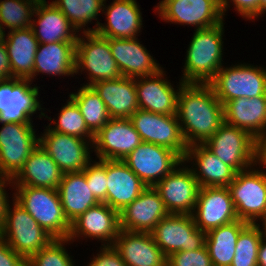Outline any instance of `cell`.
I'll return each mask as SVG.
<instances>
[{"label": "cell", "mask_w": 266, "mask_h": 266, "mask_svg": "<svg viewBox=\"0 0 266 266\" xmlns=\"http://www.w3.org/2000/svg\"><path fill=\"white\" fill-rule=\"evenodd\" d=\"M7 33L4 42L13 78L30 79L33 82L35 54L39 41L34 36L31 27Z\"/></svg>", "instance_id": "32"}, {"label": "cell", "mask_w": 266, "mask_h": 266, "mask_svg": "<svg viewBox=\"0 0 266 266\" xmlns=\"http://www.w3.org/2000/svg\"><path fill=\"white\" fill-rule=\"evenodd\" d=\"M12 202H10L11 205H7L0 236L27 261L55 238L43 229L13 198Z\"/></svg>", "instance_id": "4"}, {"label": "cell", "mask_w": 266, "mask_h": 266, "mask_svg": "<svg viewBox=\"0 0 266 266\" xmlns=\"http://www.w3.org/2000/svg\"><path fill=\"white\" fill-rule=\"evenodd\" d=\"M232 4L234 5L235 11L246 20L254 21L255 18L259 17V0H220V8L225 17V13Z\"/></svg>", "instance_id": "43"}, {"label": "cell", "mask_w": 266, "mask_h": 266, "mask_svg": "<svg viewBox=\"0 0 266 266\" xmlns=\"http://www.w3.org/2000/svg\"><path fill=\"white\" fill-rule=\"evenodd\" d=\"M165 72L163 68L155 75L135 78L139 109L163 115H176L178 95L184 82L179 80L178 89H175Z\"/></svg>", "instance_id": "20"}, {"label": "cell", "mask_w": 266, "mask_h": 266, "mask_svg": "<svg viewBox=\"0 0 266 266\" xmlns=\"http://www.w3.org/2000/svg\"><path fill=\"white\" fill-rule=\"evenodd\" d=\"M183 161L191 164L187 166L192 170L200 188L228 187L237 173L231 166L224 164L204 144L188 146Z\"/></svg>", "instance_id": "24"}, {"label": "cell", "mask_w": 266, "mask_h": 266, "mask_svg": "<svg viewBox=\"0 0 266 266\" xmlns=\"http://www.w3.org/2000/svg\"><path fill=\"white\" fill-rule=\"evenodd\" d=\"M57 191L65 216L70 223L100 203L91 193L83 171L63 174Z\"/></svg>", "instance_id": "33"}, {"label": "cell", "mask_w": 266, "mask_h": 266, "mask_svg": "<svg viewBox=\"0 0 266 266\" xmlns=\"http://www.w3.org/2000/svg\"><path fill=\"white\" fill-rule=\"evenodd\" d=\"M103 4L106 23H99L96 33L106 38H136L143 26L140 6L136 0H113ZM106 10V11H105Z\"/></svg>", "instance_id": "25"}, {"label": "cell", "mask_w": 266, "mask_h": 266, "mask_svg": "<svg viewBox=\"0 0 266 266\" xmlns=\"http://www.w3.org/2000/svg\"><path fill=\"white\" fill-rule=\"evenodd\" d=\"M62 171L51 156L38 145L19 173L11 180L14 186H30L56 189L62 179Z\"/></svg>", "instance_id": "30"}, {"label": "cell", "mask_w": 266, "mask_h": 266, "mask_svg": "<svg viewBox=\"0 0 266 266\" xmlns=\"http://www.w3.org/2000/svg\"><path fill=\"white\" fill-rule=\"evenodd\" d=\"M9 184V186H8ZM13 187L12 181L8 178L1 177L0 176V229L2 228V225L5 220V215H6V208L7 205L9 204V193L6 191V187Z\"/></svg>", "instance_id": "46"}, {"label": "cell", "mask_w": 266, "mask_h": 266, "mask_svg": "<svg viewBox=\"0 0 266 266\" xmlns=\"http://www.w3.org/2000/svg\"><path fill=\"white\" fill-rule=\"evenodd\" d=\"M192 216L205 233L239 220L228 187L200 188Z\"/></svg>", "instance_id": "18"}, {"label": "cell", "mask_w": 266, "mask_h": 266, "mask_svg": "<svg viewBox=\"0 0 266 266\" xmlns=\"http://www.w3.org/2000/svg\"><path fill=\"white\" fill-rule=\"evenodd\" d=\"M266 0H259V17H263L262 14H266Z\"/></svg>", "instance_id": "50"}, {"label": "cell", "mask_w": 266, "mask_h": 266, "mask_svg": "<svg viewBox=\"0 0 266 266\" xmlns=\"http://www.w3.org/2000/svg\"><path fill=\"white\" fill-rule=\"evenodd\" d=\"M107 197L106 203L121 212L146 188L145 183L123 160H106Z\"/></svg>", "instance_id": "26"}, {"label": "cell", "mask_w": 266, "mask_h": 266, "mask_svg": "<svg viewBox=\"0 0 266 266\" xmlns=\"http://www.w3.org/2000/svg\"><path fill=\"white\" fill-rule=\"evenodd\" d=\"M39 0H0V24L9 31L31 27ZM5 27V28H4Z\"/></svg>", "instance_id": "38"}, {"label": "cell", "mask_w": 266, "mask_h": 266, "mask_svg": "<svg viewBox=\"0 0 266 266\" xmlns=\"http://www.w3.org/2000/svg\"><path fill=\"white\" fill-rule=\"evenodd\" d=\"M141 143L129 118H111L94 135L92 145L98 159L124 160Z\"/></svg>", "instance_id": "17"}, {"label": "cell", "mask_w": 266, "mask_h": 266, "mask_svg": "<svg viewBox=\"0 0 266 266\" xmlns=\"http://www.w3.org/2000/svg\"><path fill=\"white\" fill-rule=\"evenodd\" d=\"M105 0H53V3L79 32H95L99 26L98 17L103 11ZM96 20L93 28L87 25ZM92 21V22H91ZM87 24V25H86ZM87 26V28H86ZM86 28V29H85Z\"/></svg>", "instance_id": "36"}, {"label": "cell", "mask_w": 266, "mask_h": 266, "mask_svg": "<svg viewBox=\"0 0 266 266\" xmlns=\"http://www.w3.org/2000/svg\"><path fill=\"white\" fill-rule=\"evenodd\" d=\"M12 70L10 67L9 56L5 42L0 43V81L12 79Z\"/></svg>", "instance_id": "47"}, {"label": "cell", "mask_w": 266, "mask_h": 266, "mask_svg": "<svg viewBox=\"0 0 266 266\" xmlns=\"http://www.w3.org/2000/svg\"><path fill=\"white\" fill-rule=\"evenodd\" d=\"M258 166L237 172L228 186L238 219L249 224L266 218V171Z\"/></svg>", "instance_id": "6"}, {"label": "cell", "mask_w": 266, "mask_h": 266, "mask_svg": "<svg viewBox=\"0 0 266 266\" xmlns=\"http://www.w3.org/2000/svg\"><path fill=\"white\" fill-rule=\"evenodd\" d=\"M258 266H266V238L263 237L258 249Z\"/></svg>", "instance_id": "49"}, {"label": "cell", "mask_w": 266, "mask_h": 266, "mask_svg": "<svg viewBox=\"0 0 266 266\" xmlns=\"http://www.w3.org/2000/svg\"><path fill=\"white\" fill-rule=\"evenodd\" d=\"M111 54L122 76H152L163 69L145 46L136 38H108Z\"/></svg>", "instance_id": "22"}, {"label": "cell", "mask_w": 266, "mask_h": 266, "mask_svg": "<svg viewBox=\"0 0 266 266\" xmlns=\"http://www.w3.org/2000/svg\"><path fill=\"white\" fill-rule=\"evenodd\" d=\"M223 107L225 123L245 130L256 140L266 131V94L236 98Z\"/></svg>", "instance_id": "29"}, {"label": "cell", "mask_w": 266, "mask_h": 266, "mask_svg": "<svg viewBox=\"0 0 266 266\" xmlns=\"http://www.w3.org/2000/svg\"><path fill=\"white\" fill-rule=\"evenodd\" d=\"M208 84L223 105L240 97L263 96L266 94V67L245 62L223 66Z\"/></svg>", "instance_id": "7"}, {"label": "cell", "mask_w": 266, "mask_h": 266, "mask_svg": "<svg viewBox=\"0 0 266 266\" xmlns=\"http://www.w3.org/2000/svg\"><path fill=\"white\" fill-rule=\"evenodd\" d=\"M39 145L51 156L63 174L81 172L92 161L93 145L90 141L51 131L45 126Z\"/></svg>", "instance_id": "15"}, {"label": "cell", "mask_w": 266, "mask_h": 266, "mask_svg": "<svg viewBox=\"0 0 266 266\" xmlns=\"http://www.w3.org/2000/svg\"><path fill=\"white\" fill-rule=\"evenodd\" d=\"M120 231L119 212L106 203L89 208L71 223L68 240L72 243L87 237L100 241L101 246H112Z\"/></svg>", "instance_id": "19"}, {"label": "cell", "mask_w": 266, "mask_h": 266, "mask_svg": "<svg viewBox=\"0 0 266 266\" xmlns=\"http://www.w3.org/2000/svg\"><path fill=\"white\" fill-rule=\"evenodd\" d=\"M166 257L177 251L196 250L205 245L206 233L197 228L189 214H168L151 232Z\"/></svg>", "instance_id": "11"}, {"label": "cell", "mask_w": 266, "mask_h": 266, "mask_svg": "<svg viewBox=\"0 0 266 266\" xmlns=\"http://www.w3.org/2000/svg\"><path fill=\"white\" fill-rule=\"evenodd\" d=\"M204 145L236 172L257 163V140L245 130L225 122Z\"/></svg>", "instance_id": "8"}, {"label": "cell", "mask_w": 266, "mask_h": 266, "mask_svg": "<svg viewBox=\"0 0 266 266\" xmlns=\"http://www.w3.org/2000/svg\"><path fill=\"white\" fill-rule=\"evenodd\" d=\"M82 36L79 34L76 42L75 74L81 75L82 71L87 73L85 75L89 80L83 86L122 77L111 54L108 38L96 32H84Z\"/></svg>", "instance_id": "5"}, {"label": "cell", "mask_w": 266, "mask_h": 266, "mask_svg": "<svg viewBox=\"0 0 266 266\" xmlns=\"http://www.w3.org/2000/svg\"><path fill=\"white\" fill-rule=\"evenodd\" d=\"M168 214L159 192L154 187H147L119 212L120 230L151 233Z\"/></svg>", "instance_id": "21"}, {"label": "cell", "mask_w": 266, "mask_h": 266, "mask_svg": "<svg viewBox=\"0 0 266 266\" xmlns=\"http://www.w3.org/2000/svg\"><path fill=\"white\" fill-rule=\"evenodd\" d=\"M154 188L159 192L169 214L192 215L200 186L192 170L184 161Z\"/></svg>", "instance_id": "16"}, {"label": "cell", "mask_w": 266, "mask_h": 266, "mask_svg": "<svg viewBox=\"0 0 266 266\" xmlns=\"http://www.w3.org/2000/svg\"><path fill=\"white\" fill-rule=\"evenodd\" d=\"M75 58L76 42L39 44L35 54L33 80L41 73L53 77L75 76Z\"/></svg>", "instance_id": "31"}, {"label": "cell", "mask_w": 266, "mask_h": 266, "mask_svg": "<svg viewBox=\"0 0 266 266\" xmlns=\"http://www.w3.org/2000/svg\"><path fill=\"white\" fill-rule=\"evenodd\" d=\"M248 224L236 220L206 233L205 245L213 266H231L239 234Z\"/></svg>", "instance_id": "34"}, {"label": "cell", "mask_w": 266, "mask_h": 266, "mask_svg": "<svg viewBox=\"0 0 266 266\" xmlns=\"http://www.w3.org/2000/svg\"><path fill=\"white\" fill-rule=\"evenodd\" d=\"M83 172L91 193L100 203H103L107 197L106 160L91 161Z\"/></svg>", "instance_id": "41"}, {"label": "cell", "mask_w": 266, "mask_h": 266, "mask_svg": "<svg viewBox=\"0 0 266 266\" xmlns=\"http://www.w3.org/2000/svg\"><path fill=\"white\" fill-rule=\"evenodd\" d=\"M112 246L126 266H166L167 257L151 233L120 230Z\"/></svg>", "instance_id": "23"}, {"label": "cell", "mask_w": 266, "mask_h": 266, "mask_svg": "<svg viewBox=\"0 0 266 266\" xmlns=\"http://www.w3.org/2000/svg\"><path fill=\"white\" fill-rule=\"evenodd\" d=\"M224 20L212 27L194 30L188 45L181 81L208 84L223 67Z\"/></svg>", "instance_id": "2"}, {"label": "cell", "mask_w": 266, "mask_h": 266, "mask_svg": "<svg viewBox=\"0 0 266 266\" xmlns=\"http://www.w3.org/2000/svg\"><path fill=\"white\" fill-rule=\"evenodd\" d=\"M69 97L77 104L87 128L95 135L111 119L106 105L91 86H81Z\"/></svg>", "instance_id": "35"}, {"label": "cell", "mask_w": 266, "mask_h": 266, "mask_svg": "<svg viewBox=\"0 0 266 266\" xmlns=\"http://www.w3.org/2000/svg\"><path fill=\"white\" fill-rule=\"evenodd\" d=\"M123 161L147 187H154L183 159L167 147L142 142Z\"/></svg>", "instance_id": "12"}, {"label": "cell", "mask_w": 266, "mask_h": 266, "mask_svg": "<svg viewBox=\"0 0 266 266\" xmlns=\"http://www.w3.org/2000/svg\"><path fill=\"white\" fill-rule=\"evenodd\" d=\"M176 116L186 145L204 144L224 123V107L209 84L184 83Z\"/></svg>", "instance_id": "1"}, {"label": "cell", "mask_w": 266, "mask_h": 266, "mask_svg": "<svg viewBox=\"0 0 266 266\" xmlns=\"http://www.w3.org/2000/svg\"><path fill=\"white\" fill-rule=\"evenodd\" d=\"M142 142L167 147L185 158L187 148L176 115H163L138 109L130 118Z\"/></svg>", "instance_id": "14"}, {"label": "cell", "mask_w": 266, "mask_h": 266, "mask_svg": "<svg viewBox=\"0 0 266 266\" xmlns=\"http://www.w3.org/2000/svg\"><path fill=\"white\" fill-rule=\"evenodd\" d=\"M72 243L68 239H54L48 246L33 254L26 263L28 266H75L73 257L65 245Z\"/></svg>", "instance_id": "40"}, {"label": "cell", "mask_w": 266, "mask_h": 266, "mask_svg": "<svg viewBox=\"0 0 266 266\" xmlns=\"http://www.w3.org/2000/svg\"><path fill=\"white\" fill-rule=\"evenodd\" d=\"M257 164L266 168V131L257 139Z\"/></svg>", "instance_id": "48"}, {"label": "cell", "mask_w": 266, "mask_h": 266, "mask_svg": "<svg viewBox=\"0 0 266 266\" xmlns=\"http://www.w3.org/2000/svg\"><path fill=\"white\" fill-rule=\"evenodd\" d=\"M260 225L259 221L257 224H248L240 232L231 266H258V249L264 237Z\"/></svg>", "instance_id": "39"}, {"label": "cell", "mask_w": 266, "mask_h": 266, "mask_svg": "<svg viewBox=\"0 0 266 266\" xmlns=\"http://www.w3.org/2000/svg\"><path fill=\"white\" fill-rule=\"evenodd\" d=\"M59 112L57 120L56 118L51 120V117H48L45 112L43 113V117L48 118L50 121L47 127L51 131L76 136L93 144L94 134L87 128L77 104L70 97L66 104L62 105ZM51 124L55 125V127H52Z\"/></svg>", "instance_id": "37"}, {"label": "cell", "mask_w": 266, "mask_h": 266, "mask_svg": "<svg viewBox=\"0 0 266 266\" xmlns=\"http://www.w3.org/2000/svg\"><path fill=\"white\" fill-rule=\"evenodd\" d=\"M0 176L12 180L39 145L33 123H1Z\"/></svg>", "instance_id": "10"}, {"label": "cell", "mask_w": 266, "mask_h": 266, "mask_svg": "<svg viewBox=\"0 0 266 266\" xmlns=\"http://www.w3.org/2000/svg\"><path fill=\"white\" fill-rule=\"evenodd\" d=\"M264 232V237L266 238V218L261 222Z\"/></svg>", "instance_id": "52"}, {"label": "cell", "mask_w": 266, "mask_h": 266, "mask_svg": "<svg viewBox=\"0 0 266 266\" xmlns=\"http://www.w3.org/2000/svg\"><path fill=\"white\" fill-rule=\"evenodd\" d=\"M5 32L6 31L3 30V28H2V26L0 24V43H2L4 41V39H5V34H7Z\"/></svg>", "instance_id": "51"}, {"label": "cell", "mask_w": 266, "mask_h": 266, "mask_svg": "<svg viewBox=\"0 0 266 266\" xmlns=\"http://www.w3.org/2000/svg\"><path fill=\"white\" fill-rule=\"evenodd\" d=\"M30 79L12 78L0 81V123H33L32 116L43 118L45 108L39 101L40 87Z\"/></svg>", "instance_id": "9"}, {"label": "cell", "mask_w": 266, "mask_h": 266, "mask_svg": "<svg viewBox=\"0 0 266 266\" xmlns=\"http://www.w3.org/2000/svg\"><path fill=\"white\" fill-rule=\"evenodd\" d=\"M166 266H213L206 245L196 250L177 251L167 257Z\"/></svg>", "instance_id": "42"}, {"label": "cell", "mask_w": 266, "mask_h": 266, "mask_svg": "<svg viewBox=\"0 0 266 266\" xmlns=\"http://www.w3.org/2000/svg\"><path fill=\"white\" fill-rule=\"evenodd\" d=\"M12 197L55 239H68L71 223L65 216L56 189L13 186Z\"/></svg>", "instance_id": "3"}, {"label": "cell", "mask_w": 266, "mask_h": 266, "mask_svg": "<svg viewBox=\"0 0 266 266\" xmlns=\"http://www.w3.org/2000/svg\"><path fill=\"white\" fill-rule=\"evenodd\" d=\"M26 260L0 236V266H24Z\"/></svg>", "instance_id": "45"}, {"label": "cell", "mask_w": 266, "mask_h": 266, "mask_svg": "<svg viewBox=\"0 0 266 266\" xmlns=\"http://www.w3.org/2000/svg\"><path fill=\"white\" fill-rule=\"evenodd\" d=\"M91 87L106 105L110 118H130L139 109L135 78L122 76L116 80H101Z\"/></svg>", "instance_id": "28"}, {"label": "cell", "mask_w": 266, "mask_h": 266, "mask_svg": "<svg viewBox=\"0 0 266 266\" xmlns=\"http://www.w3.org/2000/svg\"><path fill=\"white\" fill-rule=\"evenodd\" d=\"M32 18L35 19H32L31 29L39 44L77 42L78 34H82L53 3L46 0L38 1Z\"/></svg>", "instance_id": "27"}, {"label": "cell", "mask_w": 266, "mask_h": 266, "mask_svg": "<svg viewBox=\"0 0 266 266\" xmlns=\"http://www.w3.org/2000/svg\"><path fill=\"white\" fill-rule=\"evenodd\" d=\"M87 266H126L113 246H100L99 254L90 259Z\"/></svg>", "instance_id": "44"}, {"label": "cell", "mask_w": 266, "mask_h": 266, "mask_svg": "<svg viewBox=\"0 0 266 266\" xmlns=\"http://www.w3.org/2000/svg\"><path fill=\"white\" fill-rule=\"evenodd\" d=\"M154 9L165 22L192 25L196 30L215 26L225 19L220 0H162Z\"/></svg>", "instance_id": "13"}]
</instances>
